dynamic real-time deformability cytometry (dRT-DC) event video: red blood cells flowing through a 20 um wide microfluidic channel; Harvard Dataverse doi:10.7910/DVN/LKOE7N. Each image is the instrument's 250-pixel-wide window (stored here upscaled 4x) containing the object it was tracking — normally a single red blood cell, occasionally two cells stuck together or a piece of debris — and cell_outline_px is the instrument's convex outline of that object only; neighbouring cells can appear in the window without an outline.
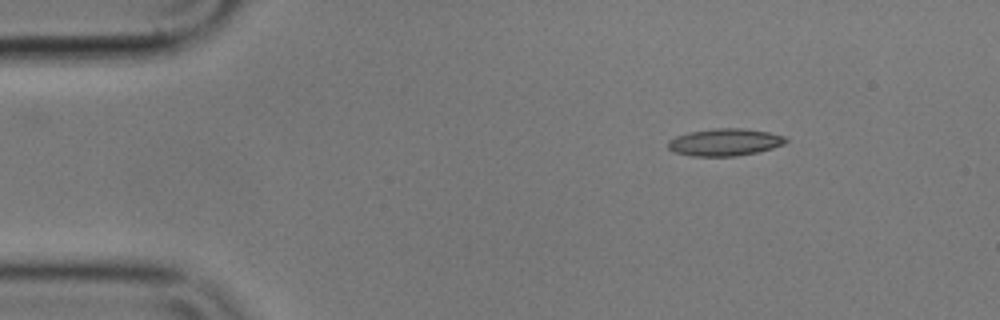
{"species": "common noctule bat (a hibernating species)", "species_latin": "Nyctalus noctula", "temperature_condition": "cold", "stored_images_in_passage": 49, "camera_frame_rate_fps": 3000, "um_per_image_px": 0.085, "animal": {"sex": "male", "body_mass_g": 17.9}, "frame": {"image": 1, "passage_image": 1, "time_ms": 0.0, "image_size_px": [1000, 320], "cell_outline_px": [[788, 140], [784, 144], [772, 148], [756, 152], [736, 156], [692, 156], [672, 152], [668, 148], [668, 140], [676, 136], [688, 132], [712, 128], [744, 128], [768, 132], [784, 136]], "centroid_in_image_um": [61.57, 12.08], "position_along_channel_um": 23.4, "area_um2": 18.79}}
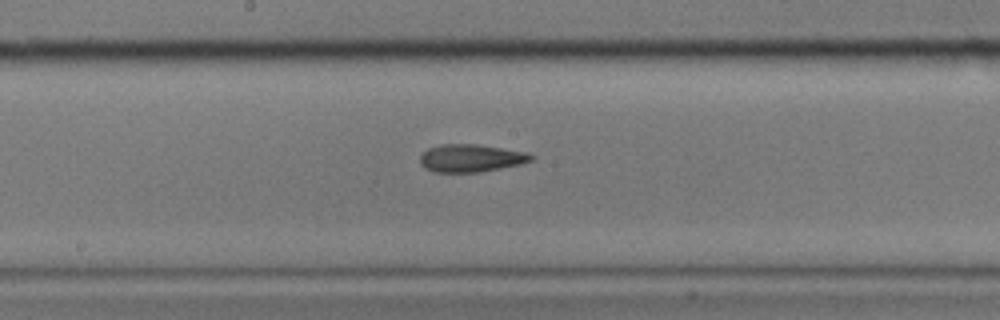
{"frame": {"image": 2, "passage_image": 22, "time_ms": 7.0, "image_size_px": [1000, 320], "cell_outline_px": [[536, 156], [532, 160], [520, 164], [480, 172], [432, 172], [424, 168], [420, 164], [420, 156], [428, 148], [440, 144], [476, 144], [528, 152]], "centroid_in_image_um": [40.02, 13.44], "position_along_channel_um": 208.2, "area_um2": 18.03}}
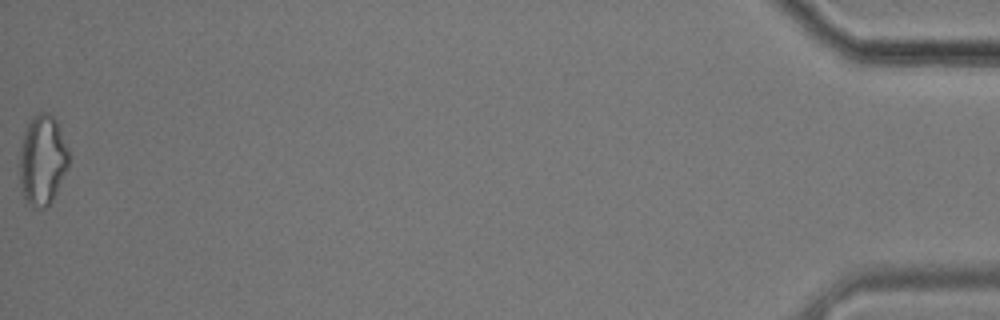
{"frame": {"image": 3, "passage_image": 49, "time_ms": 16.0, "image_size_px": [1000, 320], "cell_outline_px": [[68, 168], [52, 200], [44, 208], [36, 208], [24, 196], [20, 180], [20, 148], [24, 132], [28, 124], [40, 112], [48, 112], [56, 120], [68, 148]], "centroid_in_image_um": [3.62, 13.59], "position_along_channel_um": 431.6, "area_um2": 25.26}, "authors_computed_cell_mechanics": {"area_um2": 18.1492, "velocity_mm_per_s": 3.5752, "shape_relaxation_time_tau1_ms": 9.984, "shape_relaxation_time_tau2_ms": 2.9062, "deformation_change_tau1": 0.1981, "deformation_change_tau2": 0.1265}}